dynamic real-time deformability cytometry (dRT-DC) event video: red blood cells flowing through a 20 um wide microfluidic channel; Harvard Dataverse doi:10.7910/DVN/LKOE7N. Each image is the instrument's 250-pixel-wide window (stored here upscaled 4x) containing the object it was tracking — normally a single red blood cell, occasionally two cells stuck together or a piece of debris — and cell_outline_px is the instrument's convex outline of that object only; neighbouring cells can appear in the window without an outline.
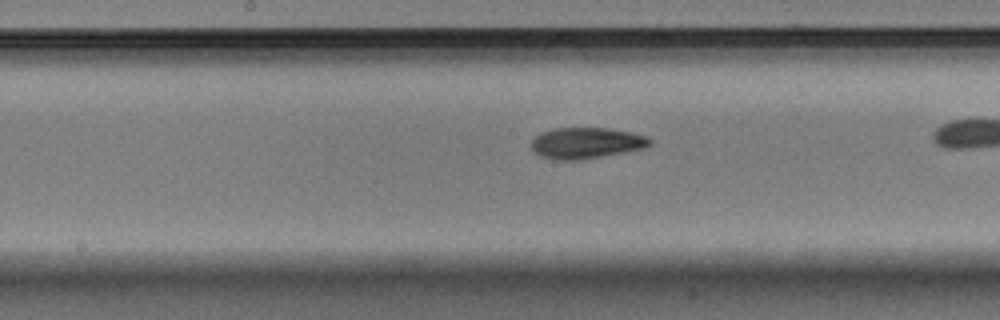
{"species": "Egyptian fruit bat (a non-hibernating species)", "species_latin": "Rousettus aegyptiacus", "temperature_condition": "warm", "stored_images_in_passage": 33, "camera_frame_rate_fps": 3000, "um_per_image_px": 0.085, "animal": {"sex": "male"}, "frame": {"image": 1, "passage_image": 19, "time_ms": 6.0, "image_size_px": [1000, 320], "cell_outline_px": [[652, 144], [644, 148], [624, 152], [580, 160], [552, 160], [540, 156], [532, 148], [532, 140], [540, 132], [552, 128], [608, 128], [632, 132], [648, 136], [652, 140]], "centroid_in_image_um": [49.84, 12.15], "position_along_channel_um": 198.4, "area_um2": 21.62}}